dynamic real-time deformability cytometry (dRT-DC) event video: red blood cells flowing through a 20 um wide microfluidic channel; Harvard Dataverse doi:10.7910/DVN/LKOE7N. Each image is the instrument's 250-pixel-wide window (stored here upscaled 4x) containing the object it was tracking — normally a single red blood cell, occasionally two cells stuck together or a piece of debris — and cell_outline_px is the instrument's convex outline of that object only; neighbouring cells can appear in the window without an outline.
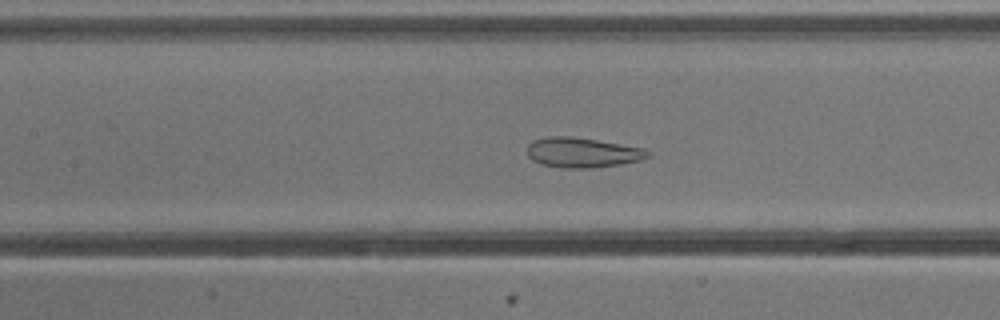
{"species": "common noctule bat (a hibernating species)", "species_latin": "Nyctalus noctula", "temperature_condition": "cold", "stored_images_in_passage": 38, "camera_frame_rate_fps": 3000, "um_per_image_px": 0.085, "animal": {"sex": "male", "body_mass_g": 13.3}, "frame": {"image": 1, "passage_image": 9, "time_ms": 2.667, "image_size_px": [1000, 320], "cell_outline_px": [[652, 156], [640, 160], [620, 164], [596, 168], [564, 168], [544, 164], [532, 160], [528, 156], [528, 144], [532, 140], [548, 136], [572, 136], [644, 148], [652, 152]], "centroid_in_image_um": [49.53, 12.96], "position_along_channel_um": 157.9, "area_um2": 21.15}}
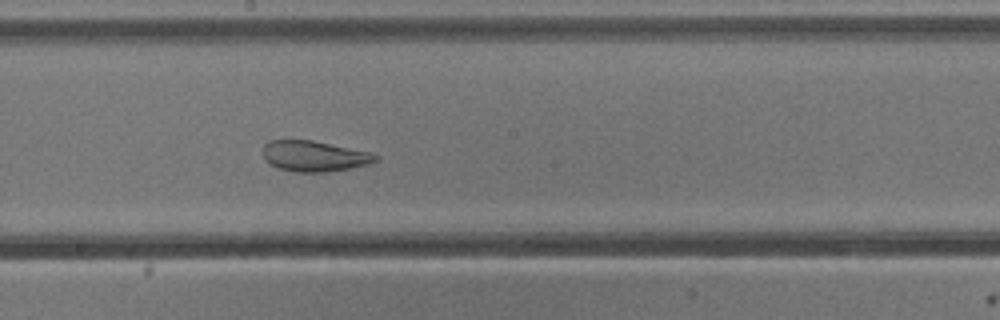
{"frame": {"image": 2, "passage_image": 14, "time_ms": 4.333, "image_size_px": [1000, 320], "cell_outline_px": [[380, 160], [368, 164], [348, 168], [324, 172], [296, 172], [276, 168], [268, 164], [264, 160], [264, 144], [268, 140], [312, 140], [368, 152], [380, 156]], "centroid_in_image_um": [26.67, 13.27], "position_along_channel_um": 221.5, "area_um2": 20.11}}
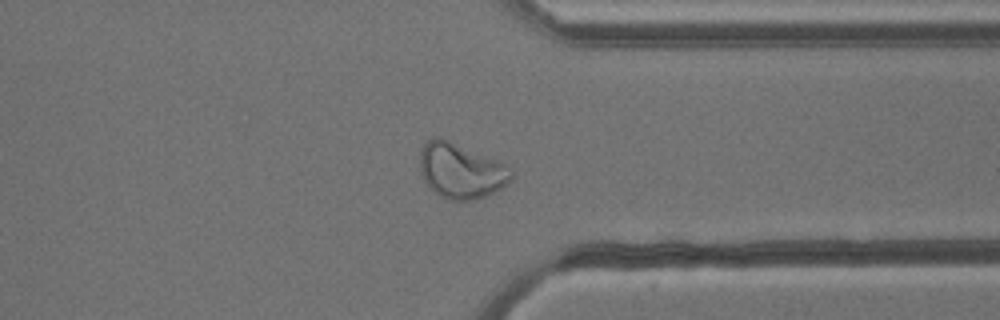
{"frame": {"image": 3, "passage_image": 26, "time_ms": 8.333, "image_size_px": [1000, 320], "cell_outline_px": [[512, 176], [500, 188], [484, 196], [472, 200], [452, 200], [440, 196], [428, 184], [420, 168], [420, 152], [424, 144], [428, 140], [436, 136], [440, 136], [496, 160], [504, 164], [512, 172]], "centroid_in_image_um": [39.14, 14.49], "position_along_channel_um": 372.3, "area_um2": 28.61}, "authors_computed_cell_mechanics": {"area_um2": 23.6402, "velocity_mm_per_s": 3.8206, "shape_relaxation_time_tau1_ms": null, "shape_relaxation_time_tau2_ms": 1.1093, "deformation_change_tau1": null, "deformation_change_tau2": 0.0694}}